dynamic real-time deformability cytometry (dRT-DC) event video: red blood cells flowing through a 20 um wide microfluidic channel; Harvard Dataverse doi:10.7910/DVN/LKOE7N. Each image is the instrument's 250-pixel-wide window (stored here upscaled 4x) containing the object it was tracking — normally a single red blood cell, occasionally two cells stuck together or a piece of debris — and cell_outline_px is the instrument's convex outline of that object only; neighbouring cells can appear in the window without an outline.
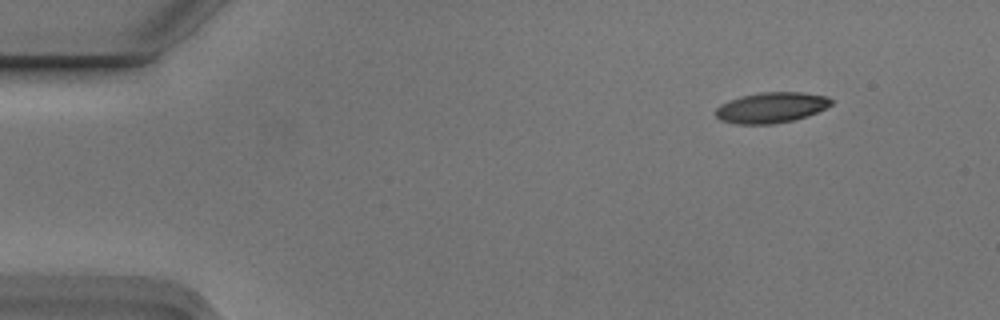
{"species": "Egyptian fruit bat (a non-hibernating species)", "species_latin": "Rousettus aegyptiacus", "temperature_condition": "cold", "stored_images_in_passage": 4, "camera_frame_rate_fps": 3000, "um_per_image_px": 0.085, "animal": {"sex": "male"}, "frame": {"image": 1, "passage_image": 2, "time_ms": 0.333, "image_size_px": [1000, 320], "cell_outline_px": [[832, 104], [808, 116], [792, 120], [772, 124], [736, 124], [720, 120], [716, 116], [716, 108], [720, 104], [728, 100], [740, 96], [760, 92], [804, 92], [828, 96], [832, 100]], "centroid_in_image_um": [65.54, 9.13], "position_along_channel_um": 19.5, "area_um2": 20.69}}
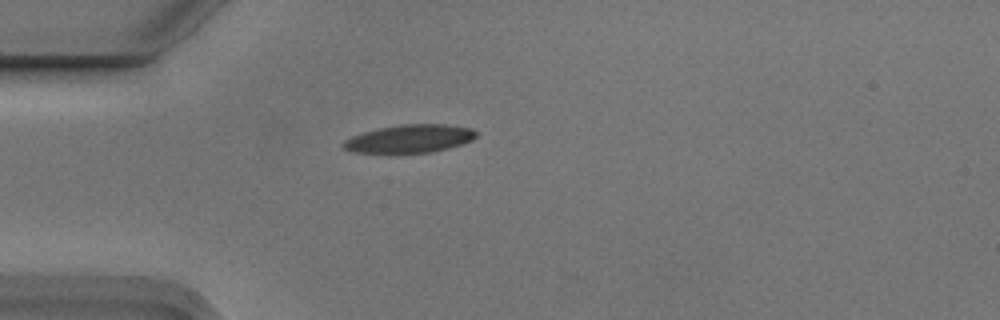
{"frame": {"image": 2, "passage_image": 4, "time_ms": 1.0, "image_size_px": [1000, 320], "cell_outline_px": [[476, 136], [472, 140], [448, 148], [432, 152], [352, 152], [344, 148], [344, 140], [352, 136], [364, 132], [380, 128], [404, 124], [444, 124], [472, 128], [476, 132]], "centroid_in_image_um": [34.85, 11.78], "position_along_channel_um": 50.2, "area_um2": 21.27}}